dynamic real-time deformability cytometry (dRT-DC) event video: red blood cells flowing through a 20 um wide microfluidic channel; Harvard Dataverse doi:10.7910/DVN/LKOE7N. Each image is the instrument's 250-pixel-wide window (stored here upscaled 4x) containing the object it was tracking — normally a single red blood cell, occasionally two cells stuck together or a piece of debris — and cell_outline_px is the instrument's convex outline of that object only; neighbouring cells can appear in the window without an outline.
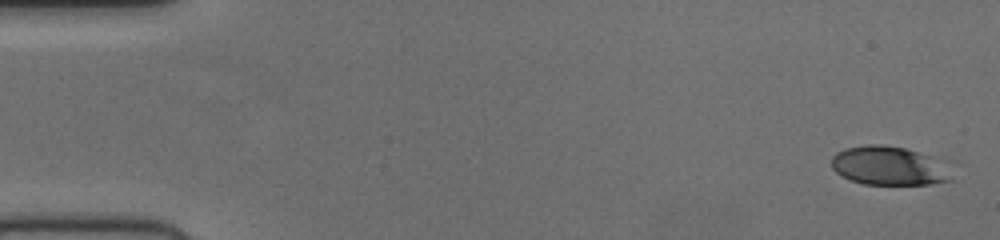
{"species": "human", "species_latin": "Homo sapiens", "temperature_condition": "cold", "stored_images_in_passage": 51, "camera_frame_rate_fps": 3000, "um_per_image_px": 0.085, "donor": {"sex": "female"}, "frame": {"image": 1, "passage_image": 1, "time_ms": 0.0, "image_size_px": [1000, 240], "cell_outline_px": [[952, 180], [932, 184], [864, 184], [840, 176], [832, 168], [832, 156], [836, 152], [844, 148], [868, 144], [880, 144], [904, 148], [928, 156]], "centroid_in_image_um": [75.36, 14.09], "position_along_channel_um": 9.6, "area_um2": 26.13}}
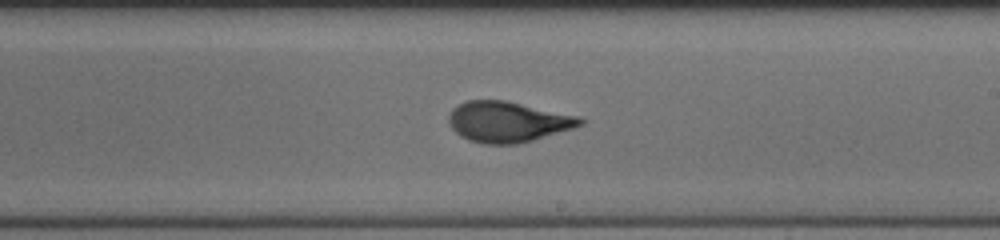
{"frame": {"image": 2, "passage_image": 30, "time_ms": 9.667, "image_size_px": [1000, 240], "cell_outline_px": [[584, 124], [572, 128], [532, 140], [516, 144], [480, 144], [468, 140], [460, 136], [448, 124], [448, 116], [452, 108], [468, 100], [504, 100], [580, 116], [584, 120]], "centroid_in_image_um": [43.13, 10.35], "position_along_channel_um": 245.9, "area_um2": 31.1}}
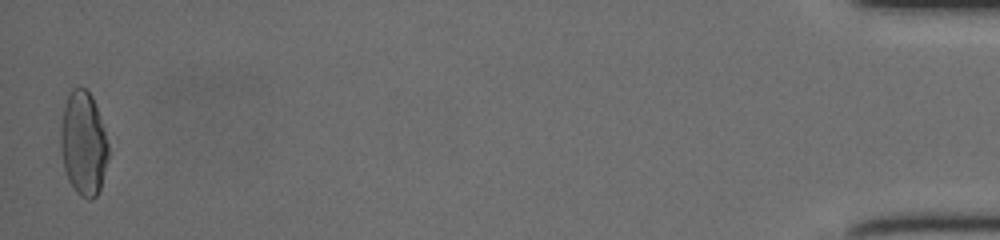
{"frame": {"image": 3, "passage_image": 51, "time_ms": 16.667, "image_size_px": [1000, 240], "cell_outline_px": [[108, 160], [100, 188], [96, 196], [92, 200], [88, 200], [80, 196], [76, 192], [68, 180], [64, 168], [60, 148], [60, 132], [64, 108], [68, 96], [72, 88], [80, 84], [92, 96], [104, 128], [108, 144]], "centroid_in_image_um": [7.09, 12.21], "position_along_channel_um": 428.1, "area_um2": 29.02}}